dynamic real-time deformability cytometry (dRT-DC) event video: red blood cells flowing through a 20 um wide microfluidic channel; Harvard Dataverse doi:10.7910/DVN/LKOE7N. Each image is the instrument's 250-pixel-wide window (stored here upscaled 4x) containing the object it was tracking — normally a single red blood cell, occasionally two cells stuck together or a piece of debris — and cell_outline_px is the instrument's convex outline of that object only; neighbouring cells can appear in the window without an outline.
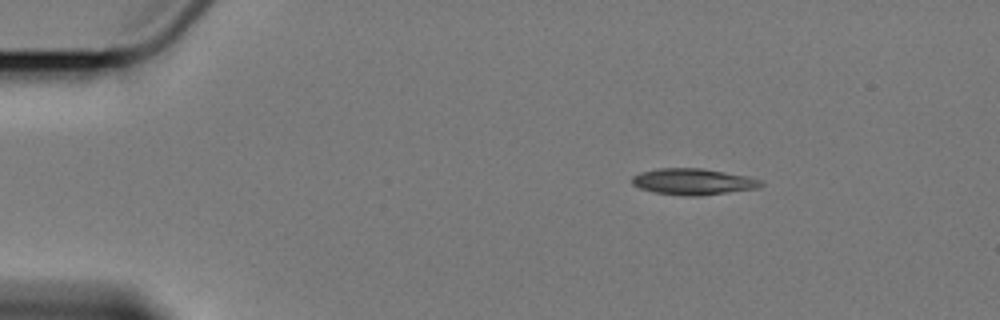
{"species": "Egyptian fruit bat (a non-hibernating species)", "species_latin": "Rousettus aegyptiacus", "temperature_condition": "cold", "stored_images_in_passage": 4, "camera_frame_rate_fps": 3000, "um_per_image_px": 0.085, "animal": {"sex": "female"}, "frame": {"image": 1, "passage_image": 2, "time_ms": 1.0, "image_size_px": [1000, 320], "cell_outline_px": [[764, 184], [760, 188], [700, 196], [684, 196], [656, 192], [640, 188], [632, 184], [632, 176], [640, 172], [656, 168], [700, 168], [748, 176], [764, 180]], "centroid_in_image_um": [58.95, 15.44], "position_along_channel_um": 26.0, "area_um2": 19.88}}